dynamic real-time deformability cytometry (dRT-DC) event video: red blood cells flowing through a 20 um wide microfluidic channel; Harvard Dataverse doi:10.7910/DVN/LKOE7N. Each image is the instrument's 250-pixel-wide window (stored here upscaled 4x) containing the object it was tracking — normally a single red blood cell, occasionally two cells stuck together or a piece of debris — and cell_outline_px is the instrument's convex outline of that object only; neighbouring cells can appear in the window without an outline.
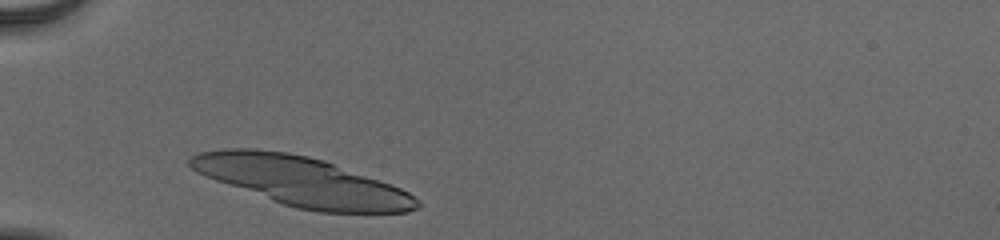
{"species": "human", "species_latin": "Homo sapiens", "temperature_condition": "cold", "stored_images_in_passage": 30, "camera_frame_rate_fps": 3000, "um_per_image_px": 0.085, "donor": {"sex": "male"}, "frame": {"image": 1, "passage_image": 2, "time_ms": 0.333, "image_size_px": [1000, 240], "cell_outline_px": [[420, 204], [416, 208], [408, 212], [320, 212], [296, 208], [272, 200], [204, 176], [196, 172], [188, 164], [188, 156], [196, 152], [224, 148], [256, 148], [288, 152], [308, 156], [324, 160], [400, 188], [408, 192], [420, 200]], "centroid_in_image_um": [25.59, 15.39], "position_along_channel_um": 59.4, "area_um2": 64.62}}